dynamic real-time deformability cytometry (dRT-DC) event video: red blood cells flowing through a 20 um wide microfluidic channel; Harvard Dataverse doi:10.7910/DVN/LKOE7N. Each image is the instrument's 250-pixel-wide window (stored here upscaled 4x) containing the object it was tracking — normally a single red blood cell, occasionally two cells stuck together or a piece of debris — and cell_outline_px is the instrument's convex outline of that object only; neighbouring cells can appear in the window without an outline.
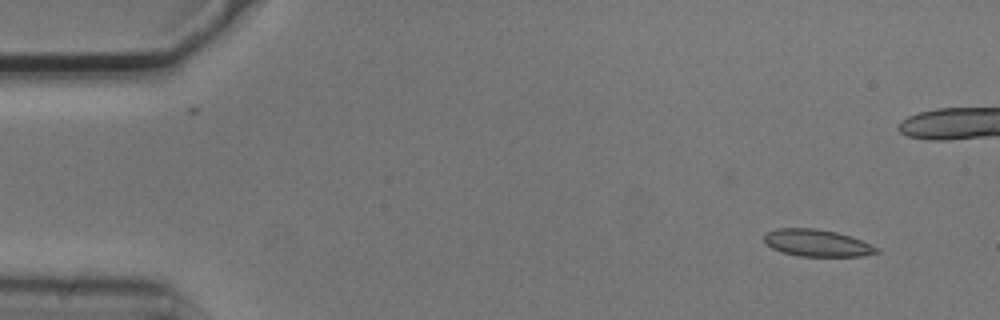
{"species": "common noctule bat (a hibernating species)", "species_latin": "Nyctalus noctula", "temperature_condition": "cold", "stored_images_in_passage": 5, "camera_frame_rate_fps": 3000, "um_per_image_px": 0.085, "animal": {"sex": "male", "body_mass_g": 20.5, "forearm_length_mm": 52.5}, "frame": {"image": 1, "passage_image": 1, "time_ms": 0.0, "image_size_px": [1000, 320], "cell_outline_px": [[880, 252], [864, 256], [800, 256], [780, 252], [764, 244], [764, 232], [776, 228], [816, 228], [836, 232], [852, 236], [880, 248]], "centroid_in_image_um": [69.43, 20.65], "position_along_channel_um": 15.6, "area_um2": 18.03}}